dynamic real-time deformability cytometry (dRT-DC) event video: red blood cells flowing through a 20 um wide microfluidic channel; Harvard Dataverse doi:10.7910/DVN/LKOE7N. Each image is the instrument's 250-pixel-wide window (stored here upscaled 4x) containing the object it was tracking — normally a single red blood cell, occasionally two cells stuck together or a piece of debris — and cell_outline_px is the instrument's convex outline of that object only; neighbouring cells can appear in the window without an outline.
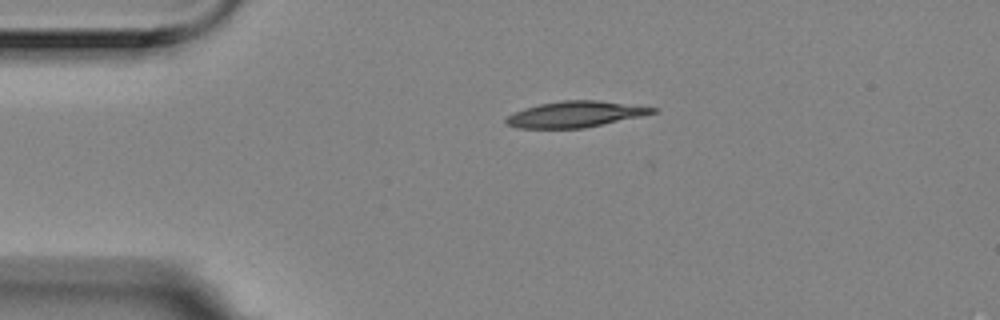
{"species": "Egyptian fruit bat (a non-hibernating species)", "species_latin": "Rousettus aegyptiacus", "temperature_condition": "room temperature", "stored_images_in_passage": 2, "camera_frame_rate_fps": 3000, "um_per_image_px": 0.085, "animal": {"sex": "female"}, "frame": {"image": 1, "passage_image": 1, "time_ms": 0.0, "image_size_px": [1000, 320], "cell_outline_px": [[660, 108], [656, 112], [640, 116], [584, 128], [520, 128], [504, 124], [504, 120], [508, 116], [524, 108], [540, 104], [560, 100], [600, 100]], "centroid_in_image_um": [48.9, 9.7], "position_along_channel_um": 36.1, "area_um2": 22.14}}